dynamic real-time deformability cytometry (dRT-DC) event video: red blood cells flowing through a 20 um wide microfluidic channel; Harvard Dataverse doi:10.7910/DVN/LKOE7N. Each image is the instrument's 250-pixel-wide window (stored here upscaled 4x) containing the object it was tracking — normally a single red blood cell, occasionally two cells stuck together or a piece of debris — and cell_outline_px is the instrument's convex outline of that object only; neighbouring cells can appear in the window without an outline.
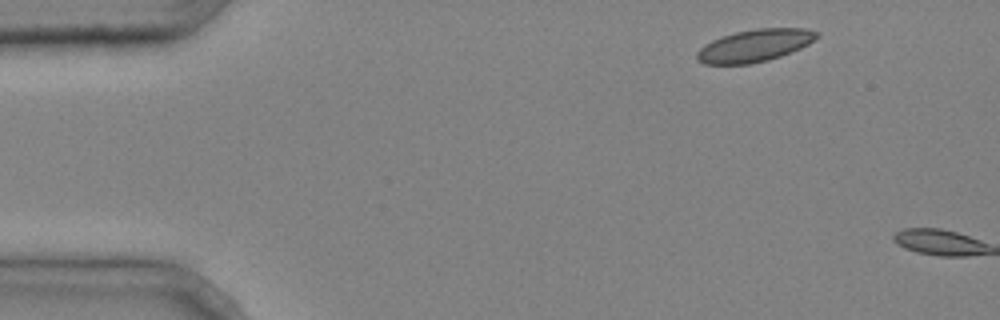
{"species": "common noctule bat (a hibernating species)", "species_latin": "Nyctalus noctula", "temperature_condition": "cold", "stored_images_in_passage": 2, "camera_frame_rate_fps": 3000, "um_per_image_px": 0.085, "animal": {"sex": "male", "body_mass_g": 20.4}, "frame": {"image": 1, "passage_image": 1, "time_ms": 0.0, "image_size_px": [1000, 320], "cell_outline_px": [[820, 36], [808, 44], [800, 48], [780, 56], [768, 60], [748, 64], [704, 64], [696, 60], [696, 52], [704, 44], [712, 40], [736, 32], [756, 28], [804, 28], [820, 32]], "centroid_in_image_um": [64.14, 3.87], "position_along_channel_um": 20.9, "area_um2": 22.6}}